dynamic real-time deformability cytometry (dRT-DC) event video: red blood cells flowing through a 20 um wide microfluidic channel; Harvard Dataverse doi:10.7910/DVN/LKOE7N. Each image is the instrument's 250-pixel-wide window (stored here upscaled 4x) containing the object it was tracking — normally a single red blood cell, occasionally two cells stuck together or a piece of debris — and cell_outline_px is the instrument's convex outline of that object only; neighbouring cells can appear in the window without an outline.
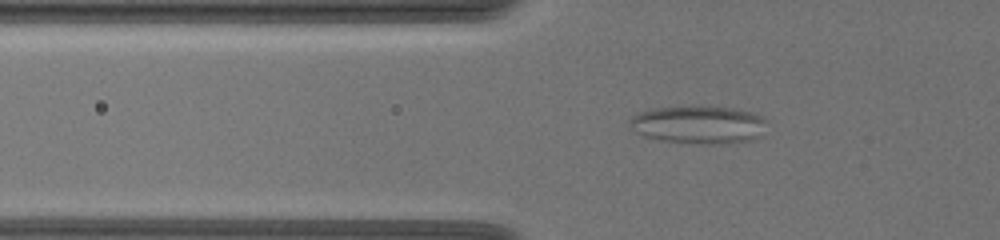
{"species": "common noctule bat (a hibernating species)", "species_latin": "Nyctalus noctula", "temperature_condition": "warm", "stored_images_in_passage": 43, "camera_frame_rate_fps": 3000, "um_per_image_px": 0.085, "animal": {"sex": "female", "body_mass_g": 19.5, "forearm_length_mm": 54.1}, "frame": {"image": 1, "passage_image": 5, "time_ms": 1.333, "image_size_px": [1000, 240], "cell_outline_px": [[768, 120], [760, 136], [752, 140], [728, 144], [696, 144], [660, 140], [644, 136], [636, 132], [628, 124], [628, 120], [632, 116], [640, 112], [652, 108], [732, 108], [752, 112], [764, 116]], "centroid_in_image_um": [59.41, 10.63], "position_along_channel_um": 66.4, "area_um2": 30.17}}
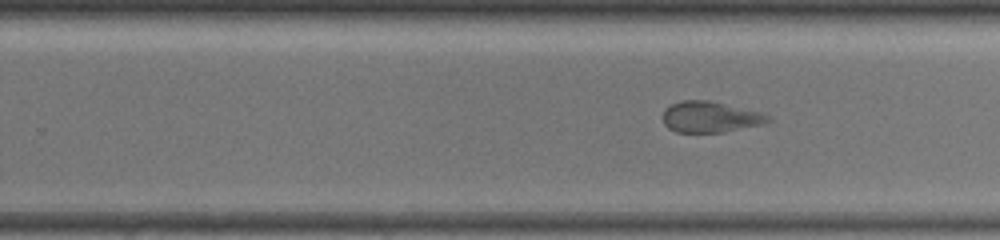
{"frame": {"image": 2, "passage_image": 23, "time_ms": 7.333, "image_size_px": [1000, 240], "cell_outline_px": [[772, 120], [764, 124], [724, 132], [676, 132], [668, 128], [664, 124], [664, 108], [680, 100], [708, 100], [760, 112], [768, 116]], "centroid_in_image_um": [60.36, 9.94], "position_along_channel_um": 269.4, "area_um2": 18.9}}
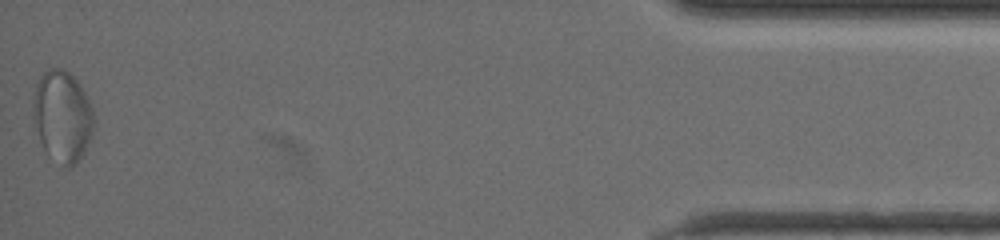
{"frame": {"image": 3, "passage_image": 43, "time_ms": 14.0, "image_size_px": [1000, 240], "cell_outline_px": [[96, 124], [92, 136], [84, 152], [72, 168], [64, 168], [48, 156], [40, 140], [32, 116], [32, 104], [36, 84], [40, 76], [48, 68], [60, 68], [68, 72], [80, 84], [92, 108], [96, 120]], "centroid_in_image_um": [5.31, 9.92], "position_along_channel_um": 429.9, "area_um2": 32.83}}